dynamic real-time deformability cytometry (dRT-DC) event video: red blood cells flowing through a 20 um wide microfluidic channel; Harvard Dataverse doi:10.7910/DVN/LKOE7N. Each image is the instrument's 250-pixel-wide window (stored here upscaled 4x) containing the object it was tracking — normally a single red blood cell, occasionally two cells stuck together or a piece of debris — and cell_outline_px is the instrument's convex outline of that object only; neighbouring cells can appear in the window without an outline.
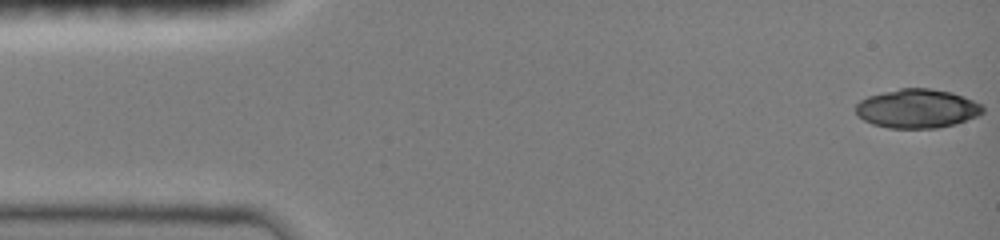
{"species": "common noctule bat (a hibernating species)", "species_latin": "Nyctalus noctula", "temperature_condition": "room temperature", "stored_images_in_passage": 47, "camera_frame_rate_fps": 3000, "um_per_image_px": 0.085, "animal": {"sex": "female", "body_mass_g": 19.0, "forearm_length_mm": 51.5}, "frame": {"image": 1, "passage_image": 1, "time_ms": 0.0, "image_size_px": [1000, 240], "cell_outline_px": [[984, 112], [976, 116], [956, 124], [936, 128], [888, 128], [872, 124], [864, 120], [856, 112], [856, 104], [860, 100], [868, 96], [900, 88], [928, 88], [952, 92], [964, 96], [984, 104]], "centroid_in_image_um": [77.99, 9.23], "position_along_channel_um": 7.0, "area_um2": 28.96}}